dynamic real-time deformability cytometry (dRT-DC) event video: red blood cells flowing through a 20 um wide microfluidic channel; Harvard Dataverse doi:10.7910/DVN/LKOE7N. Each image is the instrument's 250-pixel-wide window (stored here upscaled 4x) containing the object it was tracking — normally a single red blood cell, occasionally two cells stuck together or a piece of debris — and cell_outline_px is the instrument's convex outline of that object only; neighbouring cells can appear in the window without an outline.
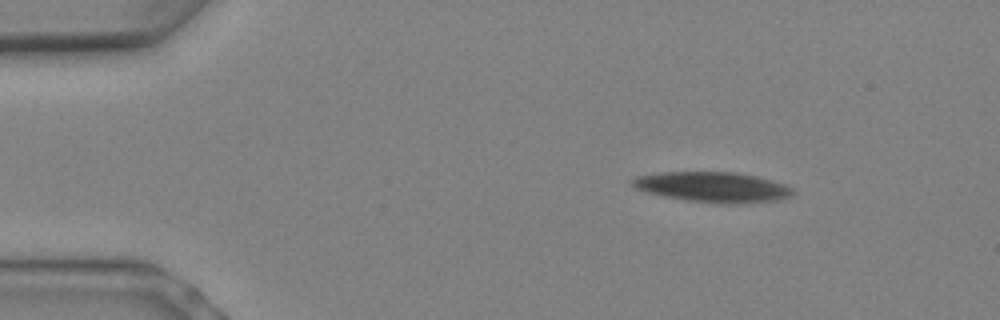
{"species": "Egyptian fruit bat (a non-hibernating species)", "species_latin": "Rousettus aegyptiacus", "temperature_condition": "warm", "stored_images_in_passage": 8, "camera_frame_rate_fps": 3000, "um_per_image_px": 0.085, "animal": {"sex": "female"}, "frame": {"image": 1, "passage_image": 3, "time_ms": 0.667, "image_size_px": [1000, 320], "cell_outline_px": [[796, 192], [792, 196], [780, 200], [744, 204], [720, 204], [688, 200], [664, 196], [648, 192], [636, 188], [628, 180], [636, 176], [664, 172], [736, 172], [756, 176], [788, 184]], "centroid_in_image_um": [60.67, 15.91], "position_along_channel_um": 24.3, "area_um2": 28.67}}
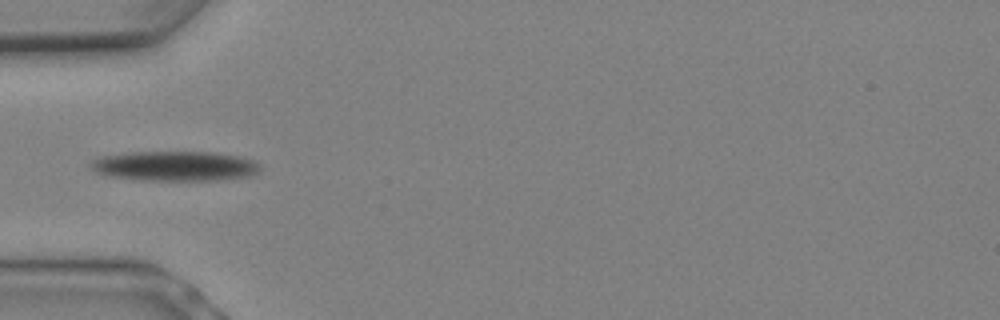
{"frame": {"image": 2, "passage_image": 7, "time_ms": 2.0, "image_size_px": [1000, 320], "cell_outline_px": [[260, 172], [248, 176], [216, 180], [140, 180], [108, 176], [96, 172], [88, 164], [96, 156], [132, 152], [212, 152], [240, 156], [252, 160], [260, 164]], "centroid_in_image_um": [14.83, 14.11], "position_along_channel_um": 70.2, "area_um2": 29.65}}